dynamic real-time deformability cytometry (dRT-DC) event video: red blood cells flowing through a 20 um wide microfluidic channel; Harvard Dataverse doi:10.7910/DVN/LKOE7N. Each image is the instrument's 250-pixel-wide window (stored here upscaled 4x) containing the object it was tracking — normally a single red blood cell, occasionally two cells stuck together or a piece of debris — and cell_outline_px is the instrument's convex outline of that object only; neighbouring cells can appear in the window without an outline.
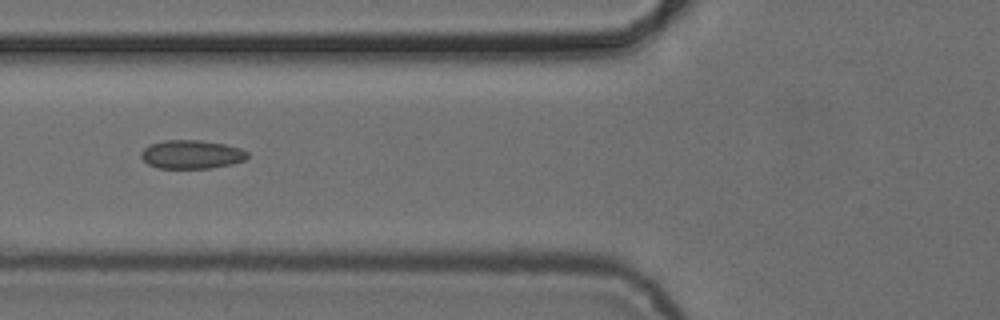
{"species": "common noctule bat (a hibernating species)", "species_latin": "Nyctalus noctula", "temperature_condition": "cold", "stored_images_in_passage": 7, "camera_frame_rate_fps": 3000, "um_per_image_px": 0.085, "animal": {"sex": "female", "body_mass_g": 24.6, "forearm_length_mm": 56.2}, "frame": {"image": 1, "passage_image": 7, "time_ms": 8.0, "image_size_px": [1000, 320], "cell_outline_px": [[248, 156], [244, 160], [232, 164], [212, 168], [156, 168], [148, 164], [140, 156], [140, 152], [144, 148], [152, 144], [164, 140], [200, 140], [224, 144], [240, 148], [248, 152]], "centroid_in_image_um": [16.28, 13.13], "position_along_channel_um": 109.5, "area_um2": 17.74}}